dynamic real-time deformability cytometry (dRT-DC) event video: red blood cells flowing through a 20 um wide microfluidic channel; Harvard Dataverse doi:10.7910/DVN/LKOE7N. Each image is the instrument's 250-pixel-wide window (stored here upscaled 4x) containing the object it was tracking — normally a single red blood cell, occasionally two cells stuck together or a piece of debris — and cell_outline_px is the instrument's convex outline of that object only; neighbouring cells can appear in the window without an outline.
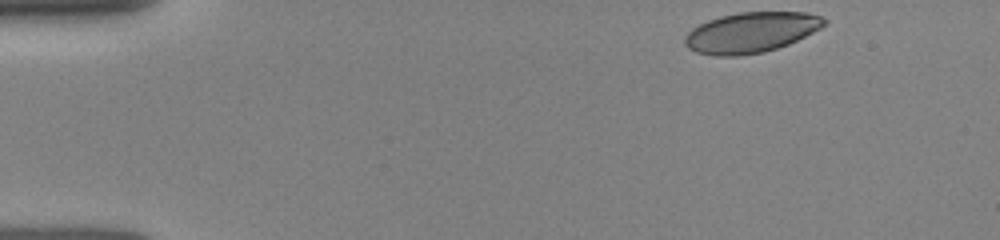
{"species": "human", "species_latin": "Homo sapiens", "temperature_condition": "room temperature", "stored_images_in_passage": 22, "camera_frame_rate_fps": 3000, "um_per_image_px": 0.085, "donor": {"sex": "female"}, "frame": {"image": 1, "passage_image": 1, "time_ms": 0.0, "image_size_px": [1000, 240], "cell_outline_px": [[828, 20], [820, 28], [788, 44], [764, 52], [736, 56], [716, 56], [696, 52], [688, 48], [684, 44], [684, 40], [688, 32], [692, 28], [708, 20], [720, 16], [740, 12], [808, 12], [820, 16]], "centroid_in_image_um": [63.81, 2.75], "position_along_channel_um": 21.2, "area_um2": 32.66}}
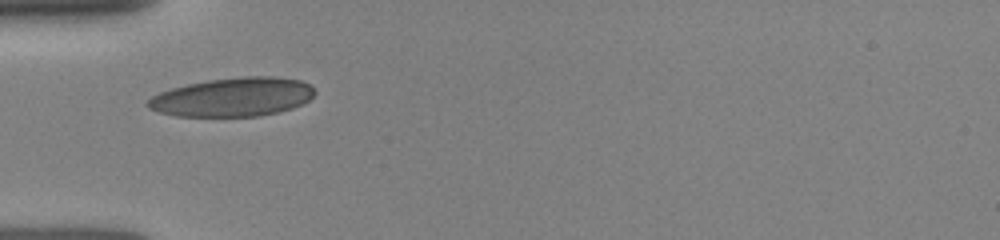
{"frame": {"image": 2, "passage_image": 16, "time_ms": 3.333, "image_size_px": [1000, 240], "cell_outline_px": [[316, 92], [308, 100], [292, 108], [280, 112], [260, 116], [176, 116], [160, 112], [148, 108], [144, 104], [152, 96], [160, 92], [172, 88], [188, 84], [208, 80], [244, 76], [276, 76], [300, 80], [308, 84]], "centroid_in_image_um": [19.78, 8.25], "position_along_channel_um": 65.2, "area_um2": 37.74}}
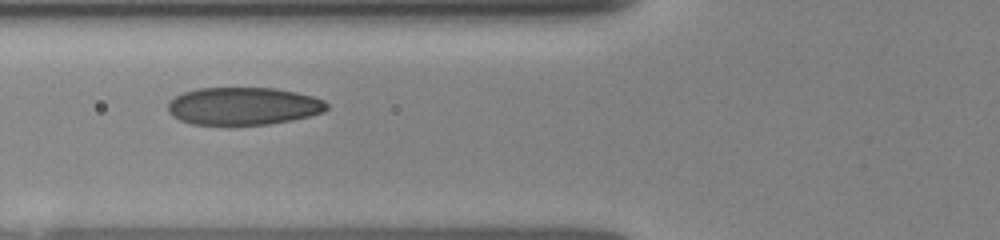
{"frame": {"image": 3, "passage_image": 21, "time_ms": 4.333, "image_size_px": [1000, 240], "cell_outline_px": [[328, 108], [324, 112], [292, 120], [268, 124], [192, 124], [180, 120], [172, 116], [168, 112], [168, 104], [176, 96], [184, 92], [200, 88], [276, 88], [296, 92], [312, 96], [324, 100], [328, 104]], "centroid_in_image_um": [20.7, 9.01], "position_along_channel_um": 105.1, "area_um2": 34.68}}